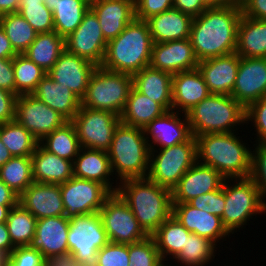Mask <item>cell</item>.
Instances as JSON below:
<instances>
[{
  "label": "cell",
  "instance_id": "obj_1",
  "mask_svg": "<svg viewBox=\"0 0 266 266\" xmlns=\"http://www.w3.org/2000/svg\"><path fill=\"white\" fill-rule=\"evenodd\" d=\"M241 5L209 6L193 18L190 41L198 61L236 51Z\"/></svg>",
  "mask_w": 266,
  "mask_h": 266
},
{
  "label": "cell",
  "instance_id": "obj_2",
  "mask_svg": "<svg viewBox=\"0 0 266 266\" xmlns=\"http://www.w3.org/2000/svg\"><path fill=\"white\" fill-rule=\"evenodd\" d=\"M118 183L116 193L131 208L148 236L172 215V190L148 178L127 179Z\"/></svg>",
  "mask_w": 266,
  "mask_h": 266
},
{
  "label": "cell",
  "instance_id": "obj_3",
  "mask_svg": "<svg viewBox=\"0 0 266 266\" xmlns=\"http://www.w3.org/2000/svg\"><path fill=\"white\" fill-rule=\"evenodd\" d=\"M236 132L196 136L197 161L211 166L225 179L249 178L252 151Z\"/></svg>",
  "mask_w": 266,
  "mask_h": 266
},
{
  "label": "cell",
  "instance_id": "obj_4",
  "mask_svg": "<svg viewBox=\"0 0 266 266\" xmlns=\"http://www.w3.org/2000/svg\"><path fill=\"white\" fill-rule=\"evenodd\" d=\"M153 41L144 20L134 18L116 37L107 42L102 67L134 75L150 65Z\"/></svg>",
  "mask_w": 266,
  "mask_h": 266
},
{
  "label": "cell",
  "instance_id": "obj_5",
  "mask_svg": "<svg viewBox=\"0 0 266 266\" xmlns=\"http://www.w3.org/2000/svg\"><path fill=\"white\" fill-rule=\"evenodd\" d=\"M107 152L112 174H115L120 182L127 179L147 178L150 148L144 129L120 122L114 131L111 146Z\"/></svg>",
  "mask_w": 266,
  "mask_h": 266
},
{
  "label": "cell",
  "instance_id": "obj_6",
  "mask_svg": "<svg viewBox=\"0 0 266 266\" xmlns=\"http://www.w3.org/2000/svg\"><path fill=\"white\" fill-rule=\"evenodd\" d=\"M245 114L246 109L238 101L223 94H210L186 113L194 137L236 132L238 126L246 124Z\"/></svg>",
  "mask_w": 266,
  "mask_h": 266
},
{
  "label": "cell",
  "instance_id": "obj_7",
  "mask_svg": "<svg viewBox=\"0 0 266 266\" xmlns=\"http://www.w3.org/2000/svg\"><path fill=\"white\" fill-rule=\"evenodd\" d=\"M229 181H233V185ZM224 195L225 206L221 221L230 235L247 225L252 216L266 212V200L250 177L225 179Z\"/></svg>",
  "mask_w": 266,
  "mask_h": 266
},
{
  "label": "cell",
  "instance_id": "obj_8",
  "mask_svg": "<svg viewBox=\"0 0 266 266\" xmlns=\"http://www.w3.org/2000/svg\"><path fill=\"white\" fill-rule=\"evenodd\" d=\"M132 87V75L97 66L89 79L81 106L110 111L120 116Z\"/></svg>",
  "mask_w": 266,
  "mask_h": 266
},
{
  "label": "cell",
  "instance_id": "obj_9",
  "mask_svg": "<svg viewBox=\"0 0 266 266\" xmlns=\"http://www.w3.org/2000/svg\"><path fill=\"white\" fill-rule=\"evenodd\" d=\"M196 162L197 141L192 136L184 143L167 148L150 150L147 178L159 186L172 190L186 171Z\"/></svg>",
  "mask_w": 266,
  "mask_h": 266
},
{
  "label": "cell",
  "instance_id": "obj_10",
  "mask_svg": "<svg viewBox=\"0 0 266 266\" xmlns=\"http://www.w3.org/2000/svg\"><path fill=\"white\" fill-rule=\"evenodd\" d=\"M71 122L81 147L108 151L121 120L113 112L81 106Z\"/></svg>",
  "mask_w": 266,
  "mask_h": 266
},
{
  "label": "cell",
  "instance_id": "obj_11",
  "mask_svg": "<svg viewBox=\"0 0 266 266\" xmlns=\"http://www.w3.org/2000/svg\"><path fill=\"white\" fill-rule=\"evenodd\" d=\"M69 220V251L80 262L94 264L97 252L109 243L99 213L81 214Z\"/></svg>",
  "mask_w": 266,
  "mask_h": 266
},
{
  "label": "cell",
  "instance_id": "obj_12",
  "mask_svg": "<svg viewBox=\"0 0 266 266\" xmlns=\"http://www.w3.org/2000/svg\"><path fill=\"white\" fill-rule=\"evenodd\" d=\"M109 242L131 244L148 235L140 227L131 208L117 193H112L99 210Z\"/></svg>",
  "mask_w": 266,
  "mask_h": 266
},
{
  "label": "cell",
  "instance_id": "obj_13",
  "mask_svg": "<svg viewBox=\"0 0 266 266\" xmlns=\"http://www.w3.org/2000/svg\"><path fill=\"white\" fill-rule=\"evenodd\" d=\"M64 211L68 219L81 214L98 213L112 194L103 184L73 176L60 184Z\"/></svg>",
  "mask_w": 266,
  "mask_h": 266
},
{
  "label": "cell",
  "instance_id": "obj_14",
  "mask_svg": "<svg viewBox=\"0 0 266 266\" xmlns=\"http://www.w3.org/2000/svg\"><path fill=\"white\" fill-rule=\"evenodd\" d=\"M15 121L29 131L38 142L67 122L61 114L32 94L18 96Z\"/></svg>",
  "mask_w": 266,
  "mask_h": 266
},
{
  "label": "cell",
  "instance_id": "obj_15",
  "mask_svg": "<svg viewBox=\"0 0 266 266\" xmlns=\"http://www.w3.org/2000/svg\"><path fill=\"white\" fill-rule=\"evenodd\" d=\"M107 42L97 16L89 9L81 24L65 38V49L96 66H101L106 54Z\"/></svg>",
  "mask_w": 266,
  "mask_h": 266
},
{
  "label": "cell",
  "instance_id": "obj_16",
  "mask_svg": "<svg viewBox=\"0 0 266 266\" xmlns=\"http://www.w3.org/2000/svg\"><path fill=\"white\" fill-rule=\"evenodd\" d=\"M231 96L245 109L266 96V58L240 57Z\"/></svg>",
  "mask_w": 266,
  "mask_h": 266
},
{
  "label": "cell",
  "instance_id": "obj_17",
  "mask_svg": "<svg viewBox=\"0 0 266 266\" xmlns=\"http://www.w3.org/2000/svg\"><path fill=\"white\" fill-rule=\"evenodd\" d=\"M180 116L182 115L175 110L165 111L144 128L150 150H155V146L160 147L159 149L175 146L193 136L187 115L184 114L182 118Z\"/></svg>",
  "mask_w": 266,
  "mask_h": 266
},
{
  "label": "cell",
  "instance_id": "obj_18",
  "mask_svg": "<svg viewBox=\"0 0 266 266\" xmlns=\"http://www.w3.org/2000/svg\"><path fill=\"white\" fill-rule=\"evenodd\" d=\"M96 67L94 63L65 49L47 74L53 81L68 87L82 99L86 94L89 79Z\"/></svg>",
  "mask_w": 266,
  "mask_h": 266
},
{
  "label": "cell",
  "instance_id": "obj_19",
  "mask_svg": "<svg viewBox=\"0 0 266 266\" xmlns=\"http://www.w3.org/2000/svg\"><path fill=\"white\" fill-rule=\"evenodd\" d=\"M190 39L153 43L150 65L172 75L198 68Z\"/></svg>",
  "mask_w": 266,
  "mask_h": 266
},
{
  "label": "cell",
  "instance_id": "obj_20",
  "mask_svg": "<svg viewBox=\"0 0 266 266\" xmlns=\"http://www.w3.org/2000/svg\"><path fill=\"white\" fill-rule=\"evenodd\" d=\"M224 181L217 170L197 161L172 189V203H188L199 195L222 188Z\"/></svg>",
  "mask_w": 266,
  "mask_h": 266
},
{
  "label": "cell",
  "instance_id": "obj_21",
  "mask_svg": "<svg viewBox=\"0 0 266 266\" xmlns=\"http://www.w3.org/2000/svg\"><path fill=\"white\" fill-rule=\"evenodd\" d=\"M69 225L70 220L64 215L37 219L29 247L38 250L44 258L68 252Z\"/></svg>",
  "mask_w": 266,
  "mask_h": 266
},
{
  "label": "cell",
  "instance_id": "obj_22",
  "mask_svg": "<svg viewBox=\"0 0 266 266\" xmlns=\"http://www.w3.org/2000/svg\"><path fill=\"white\" fill-rule=\"evenodd\" d=\"M172 215L191 233L204 237L216 246L230 234L224 228L221 218L196 209L188 203H172Z\"/></svg>",
  "mask_w": 266,
  "mask_h": 266
},
{
  "label": "cell",
  "instance_id": "obj_23",
  "mask_svg": "<svg viewBox=\"0 0 266 266\" xmlns=\"http://www.w3.org/2000/svg\"><path fill=\"white\" fill-rule=\"evenodd\" d=\"M18 203L36 219L65 214L60 184L33 182L19 195Z\"/></svg>",
  "mask_w": 266,
  "mask_h": 266
},
{
  "label": "cell",
  "instance_id": "obj_24",
  "mask_svg": "<svg viewBox=\"0 0 266 266\" xmlns=\"http://www.w3.org/2000/svg\"><path fill=\"white\" fill-rule=\"evenodd\" d=\"M240 56L234 52L198 62V70L211 94L230 95L236 82Z\"/></svg>",
  "mask_w": 266,
  "mask_h": 266
},
{
  "label": "cell",
  "instance_id": "obj_25",
  "mask_svg": "<svg viewBox=\"0 0 266 266\" xmlns=\"http://www.w3.org/2000/svg\"><path fill=\"white\" fill-rule=\"evenodd\" d=\"M104 38H116L135 18V0H90Z\"/></svg>",
  "mask_w": 266,
  "mask_h": 266
},
{
  "label": "cell",
  "instance_id": "obj_26",
  "mask_svg": "<svg viewBox=\"0 0 266 266\" xmlns=\"http://www.w3.org/2000/svg\"><path fill=\"white\" fill-rule=\"evenodd\" d=\"M210 94L198 68L172 76V110L180 111L182 115Z\"/></svg>",
  "mask_w": 266,
  "mask_h": 266
},
{
  "label": "cell",
  "instance_id": "obj_27",
  "mask_svg": "<svg viewBox=\"0 0 266 266\" xmlns=\"http://www.w3.org/2000/svg\"><path fill=\"white\" fill-rule=\"evenodd\" d=\"M73 176L103 184L111 193H116L117 185L113 186L112 174L108 152L81 147L73 162ZM111 181V182H110Z\"/></svg>",
  "mask_w": 266,
  "mask_h": 266
},
{
  "label": "cell",
  "instance_id": "obj_28",
  "mask_svg": "<svg viewBox=\"0 0 266 266\" xmlns=\"http://www.w3.org/2000/svg\"><path fill=\"white\" fill-rule=\"evenodd\" d=\"M193 18L178 9L171 8L145 20L153 43L183 40L190 37Z\"/></svg>",
  "mask_w": 266,
  "mask_h": 266
},
{
  "label": "cell",
  "instance_id": "obj_29",
  "mask_svg": "<svg viewBox=\"0 0 266 266\" xmlns=\"http://www.w3.org/2000/svg\"><path fill=\"white\" fill-rule=\"evenodd\" d=\"M32 95L57 111L67 121H71L81 107V99L68 87L53 81L48 74L38 83Z\"/></svg>",
  "mask_w": 266,
  "mask_h": 266
},
{
  "label": "cell",
  "instance_id": "obj_30",
  "mask_svg": "<svg viewBox=\"0 0 266 266\" xmlns=\"http://www.w3.org/2000/svg\"><path fill=\"white\" fill-rule=\"evenodd\" d=\"M172 74L147 66L133 77V87L159 103L166 111L172 110Z\"/></svg>",
  "mask_w": 266,
  "mask_h": 266
},
{
  "label": "cell",
  "instance_id": "obj_31",
  "mask_svg": "<svg viewBox=\"0 0 266 266\" xmlns=\"http://www.w3.org/2000/svg\"><path fill=\"white\" fill-rule=\"evenodd\" d=\"M31 159L34 182L61 184L73 177V161L48 152L40 144Z\"/></svg>",
  "mask_w": 266,
  "mask_h": 266
},
{
  "label": "cell",
  "instance_id": "obj_32",
  "mask_svg": "<svg viewBox=\"0 0 266 266\" xmlns=\"http://www.w3.org/2000/svg\"><path fill=\"white\" fill-rule=\"evenodd\" d=\"M235 52L240 57L266 58V20L241 16Z\"/></svg>",
  "mask_w": 266,
  "mask_h": 266
},
{
  "label": "cell",
  "instance_id": "obj_33",
  "mask_svg": "<svg viewBox=\"0 0 266 266\" xmlns=\"http://www.w3.org/2000/svg\"><path fill=\"white\" fill-rule=\"evenodd\" d=\"M165 111L159 103L132 87L120 120L125 125L144 129Z\"/></svg>",
  "mask_w": 266,
  "mask_h": 266
},
{
  "label": "cell",
  "instance_id": "obj_34",
  "mask_svg": "<svg viewBox=\"0 0 266 266\" xmlns=\"http://www.w3.org/2000/svg\"><path fill=\"white\" fill-rule=\"evenodd\" d=\"M64 50L65 39L56 31H52L37 33L35 40L23 54L48 72Z\"/></svg>",
  "mask_w": 266,
  "mask_h": 266
},
{
  "label": "cell",
  "instance_id": "obj_35",
  "mask_svg": "<svg viewBox=\"0 0 266 266\" xmlns=\"http://www.w3.org/2000/svg\"><path fill=\"white\" fill-rule=\"evenodd\" d=\"M190 233L191 232L171 215L151 235L155 240L159 255L165 264H167L165 261H168V258L174 259L180 253L183 246H185L186 237Z\"/></svg>",
  "mask_w": 266,
  "mask_h": 266
},
{
  "label": "cell",
  "instance_id": "obj_36",
  "mask_svg": "<svg viewBox=\"0 0 266 266\" xmlns=\"http://www.w3.org/2000/svg\"><path fill=\"white\" fill-rule=\"evenodd\" d=\"M90 9V0H56L52 4L54 31L64 39L82 22Z\"/></svg>",
  "mask_w": 266,
  "mask_h": 266
},
{
  "label": "cell",
  "instance_id": "obj_37",
  "mask_svg": "<svg viewBox=\"0 0 266 266\" xmlns=\"http://www.w3.org/2000/svg\"><path fill=\"white\" fill-rule=\"evenodd\" d=\"M39 144L48 152L73 162L81 149L76 129L71 121L65 122L46 135Z\"/></svg>",
  "mask_w": 266,
  "mask_h": 266
},
{
  "label": "cell",
  "instance_id": "obj_38",
  "mask_svg": "<svg viewBox=\"0 0 266 266\" xmlns=\"http://www.w3.org/2000/svg\"><path fill=\"white\" fill-rule=\"evenodd\" d=\"M0 140L12 157H31L39 142L15 120L0 124Z\"/></svg>",
  "mask_w": 266,
  "mask_h": 266
},
{
  "label": "cell",
  "instance_id": "obj_39",
  "mask_svg": "<svg viewBox=\"0 0 266 266\" xmlns=\"http://www.w3.org/2000/svg\"><path fill=\"white\" fill-rule=\"evenodd\" d=\"M37 219L19 203L12 207L6 220L14 247L29 246L35 235Z\"/></svg>",
  "mask_w": 266,
  "mask_h": 266
},
{
  "label": "cell",
  "instance_id": "obj_40",
  "mask_svg": "<svg viewBox=\"0 0 266 266\" xmlns=\"http://www.w3.org/2000/svg\"><path fill=\"white\" fill-rule=\"evenodd\" d=\"M0 179L20 195L34 182L31 157H12L0 167Z\"/></svg>",
  "mask_w": 266,
  "mask_h": 266
},
{
  "label": "cell",
  "instance_id": "obj_41",
  "mask_svg": "<svg viewBox=\"0 0 266 266\" xmlns=\"http://www.w3.org/2000/svg\"><path fill=\"white\" fill-rule=\"evenodd\" d=\"M0 25L18 54H23L37 35L34 28L19 12L2 15Z\"/></svg>",
  "mask_w": 266,
  "mask_h": 266
},
{
  "label": "cell",
  "instance_id": "obj_42",
  "mask_svg": "<svg viewBox=\"0 0 266 266\" xmlns=\"http://www.w3.org/2000/svg\"><path fill=\"white\" fill-rule=\"evenodd\" d=\"M216 245L210 240L190 233L186 237L185 246L174 258L180 265L184 266H205L215 258ZM208 262V263H207Z\"/></svg>",
  "mask_w": 266,
  "mask_h": 266
},
{
  "label": "cell",
  "instance_id": "obj_43",
  "mask_svg": "<svg viewBox=\"0 0 266 266\" xmlns=\"http://www.w3.org/2000/svg\"><path fill=\"white\" fill-rule=\"evenodd\" d=\"M15 94H32L47 72L31 61L25 54L13 58Z\"/></svg>",
  "mask_w": 266,
  "mask_h": 266
},
{
  "label": "cell",
  "instance_id": "obj_44",
  "mask_svg": "<svg viewBox=\"0 0 266 266\" xmlns=\"http://www.w3.org/2000/svg\"><path fill=\"white\" fill-rule=\"evenodd\" d=\"M18 12L37 33L54 31L53 13L41 0H19Z\"/></svg>",
  "mask_w": 266,
  "mask_h": 266
},
{
  "label": "cell",
  "instance_id": "obj_45",
  "mask_svg": "<svg viewBox=\"0 0 266 266\" xmlns=\"http://www.w3.org/2000/svg\"><path fill=\"white\" fill-rule=\"evenodd\" d=\"M152 236L129 244L128 266H164Z\"/></svg>",
  "mask_w": 266,
  "mask_h": 266
},
{
  "label": "cell",
  "instance_id": "obj_46",
  "mask_svg": "<svg viewBox=\"0 0 266 266\" xmlns=\"http://www.w3.org/2000/svg\"><path fill=\"white\" fill-rule=\"evenodd\" d=\"M129 244L109 242L96 255L94 266H128Z\"/></svg>",
  "mask_w": 266,
  "mask_h": 266
},
{
  "label": "cell",
  "instance_id": "obj_47",
  "mask_svg": "<svg viewBox=\"0 0 266 266\" xmlns=\"http://www.w3.org/2000/svg\"><path fill=\"white\" fill-rule=\"evenodd\" d=\"M246 124L252 122L257 137V144H266V96L253 102L246 108Z\"/></svg>",
  "mask_w": 266,
  "mask_h": 266
},
{
  "label": "cell",
  "instance_id": "obj_48",
  "mask_svg": "<svg viewBox=\"0 0 266 266\" xmlns=\"http://www.w3.org/2000/svg\"><path fill=\"white\" fill-rule=\"evenodd\" d=\"M188 204L196 209L206 211L221 218L225 206L224 183L222 188L199 195L191 199Z\"/></svg>",
  "mask_w": 266,
  "mask_h": 266
},
{
  "label": "cell",
  "instance_id": "obj_49",
  "mask_svg": "<svg viewBox=\"0 0 266 266\" xmlns=\"http://www.w3.org/2000/svg\"><path fill=\"white\" fill-rule=\"evenodd\" d=\"M250 178L255 182L261 196L266 197V144H254Z\"/></svg>",
  "mask_w": 266,
  "mask_h": 266
},
{
  "label": "cell",
  "instance_id": "obj_50",
  "mask_svg": "<svg viewBox=\"0 0 266 266\" xmlns=\"http://www.w3.org/2000/svg\"><path fill=\"white\" fill-rule=\"evenodd\" d=\"M7 266H44L42 254L29 246L15 247L6 258Z\"/></svg>",
  "mask_w": 266,
  "mask_h": 266
},
{
  "label": "cell",
  "instance_id": "obj_51",
  "mask_svg": "<svg viewBox=\"0 0 266 266\" xmlns=\"http://www.w3.org/2000/svg\"><path fill=\"white\" fill-rule=\"evenodd\" d=\"M173 8V0H135V18L146 20Z\"/></svg>",
  "mask_w": 266,
  "mask_h": 266
},
{
  "label": "cell",
  "instance_id": "obj_52",
  "mask_svg": "<svg viewBox=\"0 0 266 266\" xmlns=\"http://www.w3.org/2000/svg\"><path fill=\"white\" fill-rule=\"evenodd\" d=\"M17 98L18 95L0 89V124L15 120Z\"/></svg>",
  "mask_w": 266,
  "mask_h": 266
},
{
  "label": "cell",
  "instance_id": "obj_53",
  "mask_svg": "<svg viewBox=\"0 0 266 266\" xmlns=\"http://www.w3.org/2000/svg\"><path fill=\"white\" fill-rule=\"evenodd\" d=\"M0 89L15 94L13 59L0 58Z\"/></svg>",
  "mask_w": 266,
  "mask_h": 266
},
{
  "label": "cell",
  "instance_id": "obj_54",
  "mask_svg": "<svg viewBox=\"0 0 266 266\" xmlns=\"http://www.w3.org/2000/svg\"><path fill=\"white\" fill-rule=\"evenodd\" d=\"M242 15L266 20V0H240Z\"/></svg>",
  "mask_w": 266,
  "mask_h": 266
},
{
  "label": "cell",
  "instance_id": "obj_55",
  "mask_svg": "<svg viewBox=\"0 0 266 266\" xmlns=\"http://www.w3.org/2000/svg\"><path fill=\"white\" fill-rule=\"evenodd\" d=\"M209 5L205 0H173V8L190 15L192 18L198 17Z\"/></svg>",
  "mask_w": 266,
  "mask_h": 266
},
{
  "label": "cell",
  "instance_id": "obj_56",
  "mask_svg": "<svg viewBox=\"0 0 266 266\" xmlns=\"http://www.w3.org/2000/svg\"><path fill=\"white\" fill-rule=\"evenodd\" d=\"M44 266H94V264L80 262L72 252L68 251L44 258Z\"/></svg>",
  "mask_w": 266,
  "mask_h": 266
},
{
  "label": "cell",
  "instance_id": "obj_57",
  "mask_svg": "<svg viewBox=\"0 0 266 266\" xmlns=\"http://www.w3.org/2000/svg\"><path fill=\"white\" fill-rule=\"evenodd\" d=\"M17 54L0 25V58L13 59Z\"/></svg>",
  "mask_w": 266,
  "mask_h": 266
},
{
  "label": "cell",
  "instance_id": "obj_58",
  "mask_svg": "<svg viewBox=\"0 0 266 266\" xmlns=\"http://www.w3.org/2000/svg\"><path fill=\"white\" fill-rule=\"evenodd\" d=\"M19 195L0 179V205H17Z\"/></svg>",
  "mask_w": 266,
  "mask_h": 266
},
{
  "label": "cell",
  "instance_id": "obj_59",
  "mask_svg": "<svg viewBox=\"0 0 266 266\" xmlns=\"http://www.w3.org/2000/svg\"><path fill=\"white\" fill-rule=\"evenodd\" d=\"M14 248L6 222L0 223V251L8 257Z\"/></svg>",
  "mask_w": 266,
  "mask_h": 266
},
{
  "label": "cell",
  "instance_id": "obj_60",
  "mask_svg": "<svg viewBox=\"0 0 266 266\" xmlns=\"http://www.w3.org/2000/svg\"><path fill=\"white\" fill-rule=\"evenodd\" d=\"M19 0H0V14H10L18 12Z\"/></svg>",
  "mask_w": 266,
  "mask_h": 266
},
{
  "label": "cell",
  "instance_id": "obj_61",
  "mask_svg": "<svg viewBox=\"0 0 266 266\" xmlns=\"http://www.w3.org/2000/svg\"><path fill=\"white\" fill-rule=\"evenodd\" d=\"M12 158V155L0 140V167L3 166L6 162H8Z\"/></svg>",
  "mask_w": 266,
  "mask_h": 266
},
{
  "label": "cell",
  "instance_id": "obj_62",
  "mask_svg": "<svg viewBox=\"0 0 266 266\" xmlns=\"http://www.w3.org/2000/svg\"><path fill=\"white\" fill-rule=\"evenodd\" d=\"M209 6H227L239 4L240 0H205Z\"/></svg>",
  "mask_w": 266,
  "mask_h": 266
},
{
  "label": "cell",
  "instance_id": "obj_63",
  "mask_svg": "<svg viewBox=\"0 0 266 266\" xmlns=\"http://www.w3.org/2000/svg\"><path fill=\"white\" fill-rule=\"evenodd\" d=\"M16 205H0V223L6 222L9 212Z\"/></svg>",
  "mask_w": 266,
  "mask_h": 266
},
{
  "label": "cell",
  "instance_id": "obj_64",
  "mask_svg": "<svg viewBox=\"0 0 266 266\" xmlns=\"http://www.w3.org/2000/svg\"><path fill=\"white\" fill-rule=\"evenodd\" d=\"M7 256L0 251V266L6 263Z\"/></svg>",
  "mask_w": 266,
  "mask_h": 266
},
{
  "label": "cell",
  "instance_id": "obj_65",
  "mask_svg": "<svg viewBox=\"0 0 266 266\" xmlns=\"http://www.w3.org/2000/svg\"><path fill=\"white\" fill-rule=\"evenodd\" d=\"M41 1L44 2L47 5V7L51 10L52 4H54L56 0H41Z\"/></svg>",
  "mask_w": 266,
  "mask_h": 266
}]
</instances>
